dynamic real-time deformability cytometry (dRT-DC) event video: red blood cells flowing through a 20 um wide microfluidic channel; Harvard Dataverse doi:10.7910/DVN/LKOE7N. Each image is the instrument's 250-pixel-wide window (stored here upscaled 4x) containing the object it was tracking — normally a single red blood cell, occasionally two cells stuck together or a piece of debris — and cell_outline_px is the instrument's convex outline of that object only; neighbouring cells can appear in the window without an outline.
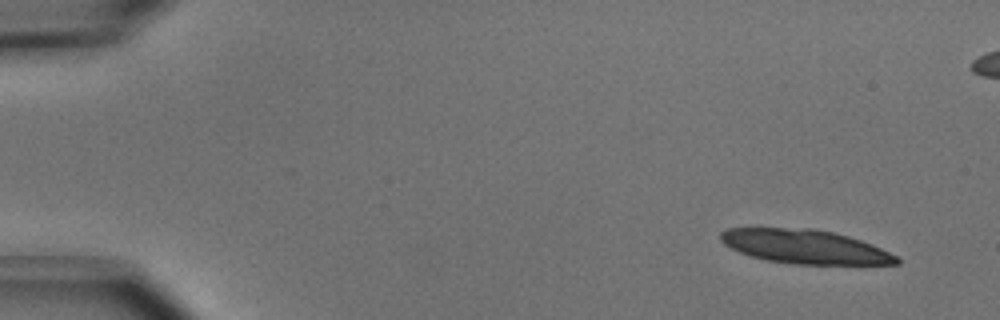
{"species": "common noctule bat (a hibernating species)", "species_latin": "Nyctalus noctula", "temperature_condition": "cold", "stored_images_in_passage": 20, "camera_frame_rate_fps": 3000, "um_per_image_px": 0.085, "animal": {"sex": "male", "body_mass_g": 15.6}, "frame": {"image": 1, "passage_image": 4, "time_ms": 1.0, "image_size_px": [1000, 320], "cell_outline_px": [[900, 264], [792, 264], [764, 260], [740, 252], [724, 244], [720, 240], [720, 232], [728, 228], [812, 228], [832, 232], [848, 236], [872, 244], [896, 256], [900, 260]], "centroid_in_image_um": [68.39, 20.96], "position_along_channel_um": 16.6, "area_um2": 34.68}}